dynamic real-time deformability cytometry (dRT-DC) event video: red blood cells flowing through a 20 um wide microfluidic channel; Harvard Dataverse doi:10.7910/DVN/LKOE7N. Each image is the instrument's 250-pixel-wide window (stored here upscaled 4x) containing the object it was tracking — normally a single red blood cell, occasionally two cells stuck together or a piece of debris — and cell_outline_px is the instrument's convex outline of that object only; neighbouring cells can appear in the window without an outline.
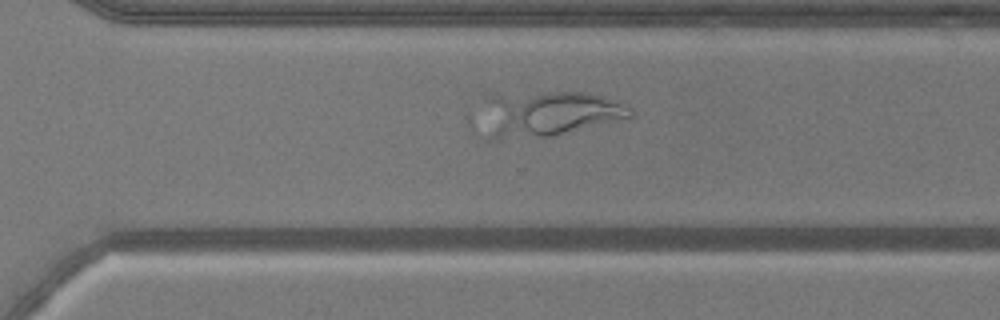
{"species": "common noctule bat (a hibernating species)", "species_latin": "Nyctalus noctula", "temperature_condition": "warm", "stored_images_in_passage": 36, "camera_frame_rate_fps": 3000, "um_per_image_px": 0.085, "animal": {"sex": "male", "body_mass_g": 20.5, "forearm_length_mm": 52.5}, "frame": {"image": 1, "passage_image": 20, "time_ms": 6.333, "image_size_px": [1000, 320], "cell_outline_px": [[636, 112], [632, 120], [552, 136], [492, 140], [484, 140], [472, 132], [464, 116], [484, 92], [588, 92], [620, 100], [628, 104]], "centroid_in_image_um": [46.14, 9.68], "position_along_channel_um": 324.5, "area_um2": 45.72}}
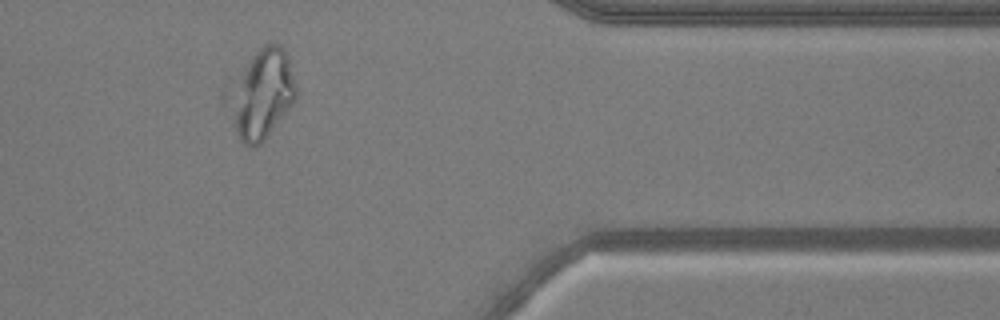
{"frame": {"image": 2, "passage_image": 27, "time_ms": 8.667, "image_size_px": [1000, 320], "cell_outline_px": [[296, 96], [292, 104], [264, 140], [256, 148], [244, 144], [240, 140], [220, 100], [220, 92], [224, 84], [264, 44], [280, 44], [284, 48], [288, 60], [296, 88]], "centroid_in_image_um": [22.05, 8.01], "position_along_channel_um": 389.4, "area_um2": 36.7}}